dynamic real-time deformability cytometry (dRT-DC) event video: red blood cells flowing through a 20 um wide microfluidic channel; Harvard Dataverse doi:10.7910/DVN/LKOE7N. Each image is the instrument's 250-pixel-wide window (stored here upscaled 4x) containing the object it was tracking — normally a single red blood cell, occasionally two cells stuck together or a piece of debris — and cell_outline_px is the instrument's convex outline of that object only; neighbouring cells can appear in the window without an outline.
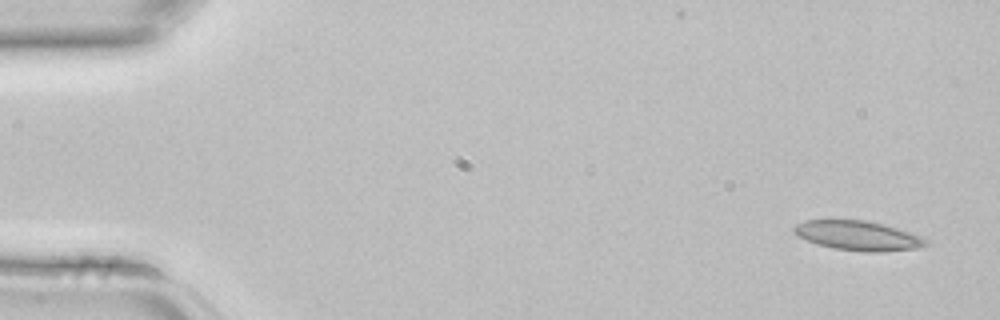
{"species": "common noctule bat (a hibernating species)", "species_latin": "Nyctalus noctula", "temperature_condition": "room temperature", "stored_images_in_passage": 5, "camera_frame_rate_fps": 3000, "um_per_image_px": 0.085, "animal": {"sex": "female", "body_mass_g": 22.7, "forearm_length_mm": 54.2}, "frame": {"image": 1, "passage_image": 1, "time_ms": 0.0, "image_size_px": [1000, 320], "cell_outline_px": [[928, 244], [916, 248], [884, 252], [864, 252], [836, 248], [816, 244], [792, 232], [792, 228], [796, 224], [804, 220], [864, 220], [884, 224], [912, 232], [928, 240]], "centroid_in_image_um": [72.95, 20.02], "position_along_channel_um": 12.1, "area_um2": 22.72}}